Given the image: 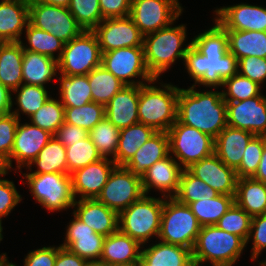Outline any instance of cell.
Listing matches in <instances>:
<instances>
[{
	"mask_svg": "<svg viewBox=\"0 0 266 266\" xmlns=\"http://www.w3.org/2000/svg\"><path fill=\"white\" fill-rule=\"evenodd\" d=\"M120 130L106 117L89 131V137L102 158L115 160Z\"/></svg>",
	"mask_w": 266,
	"mask_h": 266,
	"instance_id": "obj_42",
	"label": "cell"
},
{
	"mask_svg": "<svg viewBox=\"0 0 266 266\" xmlns=\"http://www.w3.org/2000/svg\"><path fill=\"white\" fill-rule=\"evenodd\" d=\"M19 119L12 113L0 115V158L9 171V157L14 145L16 127Z\"/></svg>",
	"mask_w": 266,
	"mask_h": 266,
	"instance_id": "obj_50",
	"label": "cell"
},
{
	"mask_svg": "<svg viewBox=\"0 0 266 266\" xmlns=\"http://www.w3.org/2000/svg\"><path fill=\"white\" fill-rule=\"evenodd\" d=\"M142 245L119 230L105 237L100 262L110 265H140Z\"/></svg>",
	"mask_w": 266,
	"mask_h": 266,
	"instance_id": "obj_26",
	"label": "cell"
},
{
	"mask_svg": "<svg viewBox=\"0 0 266 266\" xmlns=\"http://www.w3.org/2000/svg\"><path fill=\"white\" fill-rule=\"evenodd\" d=\"M57 257V245L45 246L28 251L24 255L22 266H54Z\"/></svg>",
	"mask_w": 266,
	"mask_h": 266,
	"instance_id": "obj_54",
	"label": "cell"
},
{
	"mask_svg": "<svg viewBox=\"0 0 266 266\" xmlns=\"http://www.w3.org/2000/svg\"><path fill=\"white\" fill-rule=\"evenodd\" d=\"M12 92L0 83V115L11 112Z\"/></svg>",
	"mask_w": 266,
	"mask_h": 266,
	"instance_id": "obj_58",
	"label": "cell"
},
{
	"mask_svg": "<svg viewBox=\"0 0 266 266\" xmlns=\"http://www.w3.org/2000/svg\"><path fill=\"white\" fill-rule=\"evenodd\" d=\"M0 1H29V0H0Z\"/></svg>",
	"mask_w": 266,
	"mask_h": 266,
	"instance_id": "obj_67",
	"label": "cell"
},
{
	"mask_svg": "<svg viewBox=\"0 0 266 266\" xmlns=\"http://www.w3.org/2000/svg\"><path fill=\"white\" fill-rule=\"evenodd\" d=\"M266 136H254L246 146L242 161L235 170L238 178H252L258 169Z\"/></svg>",
	"mask_w": 266,
	"mask_h": 266,
	"instance_id": "obj_49",
	"label": "cell"
},
{
	"mask_svg": "<svg viewBox=\"0 0 266 266\" xmlns=\"http://www.w3.org/2000/svg\"><path fill=\"white\" fill-rule=\"evenodd\" d=\"M262 88L264 89L258 83L237 73L224 80L220 89L225 101H242L261 95Z\"/></svg>",
	"mask_w": 266,
	"mask_h": 266,
	"instance_id": "obj_45",
	"label": "cell"
},
{
	"mask_svg": "<svg viewBox=\"0 0 266 266\" xmlns=\"http://www.w3.org/2000/svg\"><path fill=\"white\" fill-rule=\"evenodd\" d=\"M7 252L0 254V266H5L9 262V257Z\"/></svg>",
	"mask_w": 266,
	"mask_h": 266,
	"instance_id": "obj_61",
	"label": "cell"
},
{
	"mask_svg": "<svg viewBox=\"0 0 266 266\" xmlns=\"http://www.w3.org/2000/svg\"><path fill=\"white\" fill-rule=\"evenodd\" d=\"M251 221L252 217L234 202L215 226L231 234L238 235L247 241L250 234Z\"/></svg>",
	"mask_w": 266,
	"mask_h": 266,
	"instance_id": "obj_48",
	"label": "cell"
},
{
	"mask_svg": "<svg viewBox=\"0 0 266 266\" xmlns=\"http://www.w3.org/2000/svg\"><path fill=\"white\" fill-rule=\"evenodd\" d=\"M200 224L188 205L164 197L158 240L193 249Z\"/></svg>",
	"mask_w": 266,
	"mask_h": 266,
	"instance_id": "obj_8",
	"label": "cell"
},
{
	"mask_svg": "<svg viewBox=\"0 0 266 266\" xmlns=\"http://www.w3.org/2000/svg\"><path fill=\"white\" fill-rule=\"evenodd\" d=\"M103 118H105V106L96 102H90L81 107H65L64 122L81 127L88 132Z\"/></svg>",
	"mask_w": 266,
	"mask_h": 266,
	"instance_id": "obj_44",
	"label": "cell"
},
{
	"mask_svg": "<svg viewBox=\"0 0 266 266\" xmlns=\"http://www.w3.org/2000/svg\"><path fill=\"white\" fill-rule=\"evenodd\" d=\"M85 266H107V265L100 261H91L87 262Z\"/></svg>",
	"mask_w": 266,
	"mask_h": 266,
	"instance_id": "obj_63",
	"label": "cell"
},
{
	"mask_svg": "<svg viewBox=\"0 0 266 266\" xmlns=\"http://www.w3.org/2000/svg\"><path fill=\"white\" fill-rule=\"evenodd\" d=\"M234 203V196L219 194L214 198L192 202L188 206L201 227L216 225Z\"/></svg>",
	"mask_w": 266,
	"mask_h": 266,
	"instance_id": "obj_40",
	"label": "cell"
},
{
	"mask_svg": "<svg viewBox=\"0 0 266 266\" xmlns=\"http://www.w3.org/2000/svg\"><path fill=\"white\" fill-rule=\"evenodd\" d=\"M219 194L204 181L192 175L187 169H183L177 194L174 198L182 204L189 205L192 202L208 200Z\"/></svg>",
	"mask_w": 266,
	"mask_h": 266,
	"instance_id": "obj_41",
	"label": "cell"
},
{
	"mask_svg": "<svg viewBox=\"0 0 266 266\" xmlns=\"http://www.w3.org/2000/svg\"><path fill=\"white\" fill-rule=\"evenodd\" d=\"M228 50L237 60L248 56L266 58V31L226 30Z\"/></svg>",
	"mask_w": 266,
	"mask_h": 266,
	"instance_id": "obj_35",
	"label": "cell"
},
{
	"mask_svg": "<svg viewBox=\"0 0 266 266\" xmlns=\"http://www.w3.org/2000/svg\"><path fill=\"white\" fill-rule=\"evenodd\" d=\"M157 131L142 123L131 125L119 132V145L115 154V164L124 166L136 151Z\"/></svg>",
	"mask_w": 266,
	"mask_h": 266,
	"instance_id": "obj_37",
	"label": "cell"
},
{
	"mask_svg": "<svg viewBox=\"0 0 266 266\" xmlns=\"http://www.w3.org/2000/svg\"><path fill=\"white\" fill-rule=\"evenodd\" d=\"M64 113L65 107L59 97L50 96L41 108L28 118V121L54 136L64 123Z\"/></svg>",
	"mask_w": 266,
	"mask_h": 266,
	"instance_id": "obj_43",
	"label": "cell"
},
{
	"mask_svg": "<svg viewBox=\"0 0 266 266\" xmlns=\"http://www.w3.org/2000/svg\"><path fill=\"white\" fill-rule=\"evenodd\" d=\"M101 65L125 85H144L155 79L146 66L143 46L104 52Z\"/></svg>",
	"mask_w": 266,
	"mask_h": 266,
	"instance_id": "obj_11",
	"label": "cell"
},
{
	"mask_svg": "<svg viewBox=\"0 0 266 266\" xmlns=\"http://www.w3.org/2000/svg\"><path fill=\"white\" fill-rule=\"evenodd\" d=\"M257 263H258V266H266V258L264 259L263 258V260H258V261H256Z\"/></svg>",
	"mask_w": 266,
	"mask_h": 266,
	"instance_id": "obj_65",
	"label": "cell"
},
{
	"mask_svg": "<svg viewBox=\"0 0 266 266\" xmlns=\"http://www.w3.org/2000/svg\"><path fill=\"white\" fill-rule=\"evenodd\" d=\"M72 219L65 226L66 232L61 247L85 259L87 262L100 261L105 237L79 220L72 212Z\"/></svg>",
	"mask_w": 266,
	"mask_h": 266,
	"instance_id": "obj_19",
	"label": "cell"
},
{
	"mask_svg": "<svg viewBox=\"0 0 266 266\" xmlns=\"http://www.w3.org/2000/svg\"><path fill=\"white\" fill-rule=\"evenodd\" d=\"M23 48L19 42L0 43V83L11 92L23 84Z\"/></svg>",
	"mask_w": 266,
	"mask_h": 266,
	"instance_id": "obj_31",
	"label": "cell"
},
{
	"mask_svg": "<svg viewBox=\"0 0 266 266\" xmlns=\"http://www.w3.org/2000/svg\"><path fill=\"white\" fill-rule=\"evenodd\" d=\"M252 247L250 252V260L258 261L262 252L266 251V214L252 217L250 234L246 241V246Z\"/></svg>",
	"mask_w": 266,
	"mask_h": 266,
	"instance_id": "obj_51",
	"label": "cell"
},
{
	"mask_svg": "<svg viewBox=\"0 0 266 266\" xmlns=\"http://www.w3.org/2000/svg\"><path fill=\"white\" fill-rule=\"evenodd\" d=\"M110 266H139V265H110Z\"/></svg>",
	"mask_w": 266,
	"mask_h": 266,
	"instance_id": "obj_68",
	"label": "cell"
},
{
	"mask_svg": "<svg viewBox=\"0 0 266 266\" xmlns=\"http://www.w3.org/2000/svg\"><path fill=\"white\" fill-rule=\"evenodd\" d=\"M8 172L5 162L0 158V177Z\"/></svg>",
	"mask_w": 266,
	"mask_h": 266,
	"instance_id": "obj_62",
	"label": "cell"
},
{
	"mask_svg": "<svg viewBox=\"0 0 266 266\" xmlns=\"http://www.w3.org/2000/svg\"><path fill=\"white\" fill-rule=\"evenodd\" d=\"M5 266H19V265L13 263L12 261H9Z\"/></svg>",
	"mask_w": 266,
	"mask_h": 266,
	"instance_id": "obj_66",
	"label": "cell"
},
{
	"mask_svg": "<svg viewBox=\"0 0 266 266\" xmlns=\"http://www.w3.org/2000/svg\"><path fill=\"white\" fill-rule=\"evenodd\" d=\"M87 261L69 249L57 246V257L54 266H85Z\"/></svg>",
	"mask_w": 266,
	"mask_h": 266,
	"instance_id": "obj_57",
	"label": "cell"
},
{
	"mask_svg": "<svg viewBox=\"0 0 266 266\" xmlns=\"http://www.w3.org/2000/svg\"><path fill=\"white\" fill-rule=\"evenodd\" d=\"M23 35L19 43L24 50L44 54L55 60L60 58L64 43L53 34L40 30L28 23Z\"/></svg>",
	"mask_w": 266,
	"mask_h": 266,
	"instance_id": "obj_38",
	"label": "cell"
},
{
	"mask_svg": "<svg viewBox=\"0 0 266 266\" xmlns=\"http://www.w3.org/2000/svg\"><path fill=\"white\" fill-rule=\"evenodd\" d=\"M139 85H125L105 106V117L119 130L139 123Z\"/></svg>",
	"mask_w": 266,
	"mask_h": 266,
	"instance_id": "obj_24",
	"label": "cell"
},
{
	"mask_svg": "<svg viewBox=\"0 0 266 266\" xmlns=\"http://www.w3.org/2000/svg\"><path fill=\"white\" fill-rule=\"evenodd\" d=\"M212 13L225 30L266 31V6L241 2L217 6Z\"/></svg>",
	"mask_w": 266,
	"mask_h": 266,
	"instance_id": "obj_18",
	"label": "cell"
},
{
	"mask_svg": "<svg viewBox=\"0 0 266 266\" xmlns=\"http://www.w3.org/2000/svg\"><path fill=\"white\" fill-rule=\"evenodd\" d=\"M9 174V171L0 177V217L3 219L8 217L16 206L25 199L18 191L15 182L4 178Z\"/></svg>",
	"mask_w": 266,
	"mask_h": 266,
	"instance_id": "obj_52",
	"label": "cell"
},
{
	"mask_svg": "<svg viewBox=\"0 0 266 266\" xmlns=\"http://www.w3.org/2000/svg\"><path fill=\"white\" fill-rule=\"evenodd\" d=\"M68 9L85 31H92L104 19L99 0H70Z\"/></svg>",
	"mask_w": 266,
	"mask_h": 266,
	"instance_id": "obj_47",
	"label": "cell"
},
{
	"mask_svg": "<svg viewBox=\"0 0 266 266\" xmlns=\"http://www.w3.org/2000/svg\"><path fill=\"white\" fill-rule=\"evenodd\" d=\"M21 183L29 189V194L43 209L50 212L68 211L75 203L71 174L65 173H25L19 172ZM25 179V180H24Z\"/></svg>",
	"mask_w": 266,
	"mask_h": 266,
	"instance_id": "obj_7",
	"label": "cell"
},
{
	"mask_svg": "<svg viewBox=\"0 0 266 266\" xmlns=\"http://www.w3.org/2000/svg\"><path fill=\"white\" fill-rule=\"evenodd\" d=\"M179 85L160 78L139 85V123L167 132L177 120Z\"/></svg>",
	"mask_w": 266,
	"mask_h": 266,
	"instance_id": "obj_4",
	"label": "cell"
},
{
	"mask_svg": "<svg viewBox=\"0 0 266 266\" xmlns=\"http://www.w3.org/2000/svg\"><path fill=\"white\" fill-rule=\"evenodd\" d=\"M3 218L2 217H0V243H1V241H3V238H4V236H3V234H4V232H3Z\"/></svg>",
	"mask_w": 266,
	"mask_h": 266,
	"instance_id": "obj_64",
	"label": "cell"
},
{
	"mask_svg": "<svg viewBox=\"0 0 266 266\" xmlns=\"http://www.w3.org/2000/svg\"><path fill=\"white\" fill-rule=\"evenodd\" d=\"M163 207L164 197L144 195L118 214V230L141 245L157 240Z\"/></svg>",
	"mask_w": 266,
	"mask_h": 266,
	"instance_id": "obj_6",
	"label": "cell"
},
{
	"mask_svg": "<svg viewBox=\"0 0 266 266\" xmlns=\"http://www.w3.org/2000/svg\"><path fill=\"white\" fill-rule=\"evenodd\" d=\"M169 154L183 169L214 153V138L178 120L167 131Z\"/></svg>",
	"mask_w": 266,
	"mask_h": 266,
	"instance_id": "obj_9",
	"label": "cell"
},
{
	"mask_svg": "<svg viewBox=\"0 0 266 266\" xmlns=\"http://www.w3.org/2000/svg\"><path fill=\"white\" fill-rule=\"evenodd\" d=\"M93 102L106 106L111 98L119 92L125 84L116 78L102 65L96 67L88 74Z\"/></svg>",
	"mask_w": 266,
	"mask_h": 266,
	"instance_id": "obj_39",
	"label": "cell"
},
{
	"mask_svg": "<svg viewBox=\"0 0 266 266\" xmlns=\"http://www.w3.org/2000/svg\"><path fill=\"white\" fill-rule=\"evenodd\" d=\"M29 23V1H0V43L19 42Z\"/></svg>",
	"mask_w": 266,
	"mask_h": 266,
	"instance_id": "obj_28",
	"label": "cell"
},
{
	"mask_svg": "<svg viewBox=\"0 0 266 266\" xmlns=\"http://www.w3.org/2000/svg\"><path fill=\"white\" fill-rule=\"evenodd\" d=\"M227 126L266 136V93L242 100L226 101Z\"/></svg>",
	"mask_w": 266,
	"mask_h": 266,
	"instance_id": "obj_17",
	"label": "cell"
},
{
	"mask_svg": "<svg viewBox=\"0 0 266 266\" xmlns=\"http://www.w3.org/2000/svg\"><path fill=\"white\" fill-rule=\"evenodd\" d=\"M238 73L258 83L266 84V58L248 56L238 60Z\"/></svg>",
	"mask_w": 266,
	"mask_h": 266,
	"instance_id": "obj_53",
	"label": "cell"
},
{
	"mask_svg": "<svg viewBox=\"0 0 266 266\" xmlns=\"http://www.w3.org/2000/svg\"><path fill=\"white\" fill-rule=\"evenodd\" d=\"M144 195L141 176L124 166H116L97 200L119 214Z\"/></svg>",
	"mask_w": 266,
	"mask_h": 266,
	"instance_id": "obj_13",
	"label": "cell"
},
{
	"mask_svg": "<svg viewBox=\"0 0 266 266\" xmlns=\"http://www.w3.org/2000/svg\"><path fill=\"white\" fill-rule=\"evenodd\" d=\"M177 120L216 138L227 126L226 101L220 88L179 87Z\"/></svg>",
	"mask_w": 266,
	"mask_h": 266,
	"instance_id": "obj_2",
	"label": "cell"
},
{
	"mask_svg": "<svg viewBox=\"0 0 266 266\" xmlns=\"http://www.w3.org/2000/svg\"><path fill=\"white\" fill-rule=\"evenodd\" d=\"M99 5L104 19L130 16L131 0H99Z\"/></svg>",
	"mask_w": 266,
	"mask_h": 266,
	"instance_id": "obj_55",
	"label": "cell"
},
{
	"mask_svg": "<svg viewBox=\"0 0 266 266\" xmlns=\"http://www.w3.org/2000/svg\"><path fill=\"white\" fill-rule=\"evenodd\" d=\"M252 178L266 184V144L256 174Z\"/></svg>",
	"mask_w": 266,
	"mask_h": 266,
	"instance_id": "obj_59",
	"label": "cell"
},
{
	"mask_svg": "<svg viewBox=\"0 0 266 266\" xmlns=\"http://www.w3.org/2000/svg\"><path fill=\"white\" fill-rule=\"evenodd\" d=\"M101 52L119 48L143 46L144 35L130 16L105 18L92 30Z\"/></svg>",
	"mask_w": 266,
	"mask_h": 266,
	"instance_id": "obj_16",
	"label": "cell"
},
{
	"mask_svg": "<svg viewBox=\"0 0 266 266\" xmlns=\"http://www.w3.org/2000/svg\"><path fill=\"white\" fill-rule=\"evenodd\" d=\"M154 242L142 245L139 266H195L192 250L158 239Z\"/></svg>",
	"mask_w": 266,
	"mask_h": 266,
	"instance_id": "obj_25",
	"label": "cell"
},
{
	"mask_svg": "<svg viewBox=\"0 0 266 266\" xmlns=\"http://www.w3.org/2000/svg\"><path fill=\"white\" fill-rule=\"evenodd\" d=\"M246 248L242 237L215 225L203 226L192 249L193 262L195 266H235Z\"/></svg>",
	"mask_w": 266,
	"mask_h": 266,
	"instance_id": "obj_5",
	"label": "cell"
},
{
	"mask_svg": "<svg viewBox=\"0 0 266 266\" xmlns=\"http://www.w3.org/2000/svg\"><path fill=\"white\" fill-rule=\"evenodd\" d=\"M116 166L113 160L102 158L71 173L75 199H97Z\"/></svg>",
	"mask_w": 266,
	"mask_h": 266,
	"instance_id": "obj_22",
	"label": "cell"
},
{
	"mask_svg": "<svg viewBox=\"0 0 266 266\" xmlns=\"http://www.w3.org/2000/svg\"><path fill=\"white\" fill-rule=\"evenodd\" d=\"M36 168L33 170V168ZM26 173H65L68 174L66 147L55 137L41 149L37 157L27 166Z\"/></svg>",
	"mask_w": 266,
	"mask_h": 266,
	"instance_id": "obj_33",
	"label": "cell"
},
{
	"mask_svg": "<svg viewBox=\"0 0 266 266\" xmlns=\"http://www.w3.org/2000/svg\"><path fill=\"white\" fill-rule=\"evenodd\" d=\"M183 168L170 154L164 159L154 163L141 176L142 187L145 195L159 193L165 198L174 197L179 188Z\"/></svg>",
	"mask_w": 266,
	"mask_h": 266,
	"instance_id": "obj_20",
	"label": "cell"
},
{
	"mask_svg": "<svg viewBox=\"0 0 266 266\" xmlns=\"http://www.w3.org/2000/svg\"><path fill=\"white\" fill-rule=\"evenodd\" d=\"M212 24L190 38L192 46L183 63L192 85L198 88H221L224 80L238 73V60L228 50L226 30L214 18Z\"/></svg>",
	"mask_w": 266,
	"mask_h": 266,
	"instance_id": "obj_1",
	"label": "cell"
},
{
	"mask_svg": "<svg viewBox=\"0 0 266 266\" xmlns=\"http://www.w3.org/2000/svg\"><path fill=\"white\" fill-rule=\"evenodd\" d=\"M29 23L53 34L64 44L83 31L68 7L49 5L38 0H29Z\"/></svg>",
	"mask_w": 266,
	"mask_h": 266,
	"instance_id": "obj_12",
	"label": "cell"
},
{
	"mask_svg": "<svg viewBox=\"0 0 266 266\" xmlns=\"http://www.w3.org/2000/svg\"><path fill=\"white\" fill-rule=\"evenodd\" d=\"M180 0H131L130 17L143 35L179 20L184 9Z\"/></svg>",
	"mask_w": 266,
	"mask_h": 266,
	"instance_id": "obj_14",
	"label": "cell"
},
{
	"mask_svg": "<svg viewBox=\"0 0 266 266\" xmlns=\"http://www.w3.org/2000/svg\"><path fill=\"white\" fill-rule=\"evenodd\" d=\"M65 147L70 146V143H75L79 140L89 137V132L76 125H70L64 122L54 135Z\"/></svg>",
	"mask_w": 266,
	"mask_h": 266,
	"instance_id": "obj_56",
	"label": "cell"
},
{
	"mask_svg": "<svg viewBox=\"0 0 266 266\" xmlns=\"http://www.w3.org/2000/svg\"><path fill=\"white\" fill-rule=\"evenodd\" d=\"M68 174L102 159L90 137L70 143L66 147Z\"/></svg>",
	"mask_w": 266,
	"mask_h": 266,
	"instance_id": "obj_46",
	"label": "cell"
},
{
	"mask_svg": "<svg viewBox=\"0 0 266 266\" xmlns=\"http://www.w3.org/2000/svg\"><path fill=\"white\" fill-rule=\"evenodd\" d=\"M169 155V137L167 132H156L147 140L124 165L134 174L142 176L154 163Z\"/></svg>",
	"mask_w": 266,
	"mask_h": 266,
	"instance_id": "obj_30",
	"label": "cell"
},
{
	"mask_svg": "<svg viewBox=\"0 0 266 266\" xmlns=\"http://www.w3.org/2000/svg\"><path fill=\"white\" fill-rule=\"evenodd\" d=\"M254 136L249 131L226 126L214 139V153L228 167L236 170Z\"/></svg>",
	"mask_w": 266,
	"mask_h": 266,
	"instance_id": "obj_27",
	"label": "cell"
},
{
	"mask_svg": "<svg viewBox=\"0 0 266 266\" xmlns=\"http://www.w3.org/2000/svg\"><path fill=\"white\" fill-rule=\"evenodd\" d=\"M26 120H20L16 127L14 145L9 157V172H19L27 168L53 136Z\"/></svg>",
	"mask_w": 266,
	"mask_h": 266,
	"instance_id": "obj_15",
	"label": "cell"
},
{
	"mask_svg": "<svg viewBox=\"0 0 266 266\" xmlns=\"http://www.w3.org/2000/svg\"><path fill=\"white\" fill-rule=\"evenodd\" d=\"M175 24L176 20L165 28L144 35L145 63L154 78H162L178 62L182 61L183 65L192 46V40L188 41L187 24Z\"/></svg>",
	"mask_w": 266,
	"mask_h": 266,
	"instance_id": "obj_3",
	"label": "cell"
},
{
	"mask_svg": "<svg viewBox=\"0 0 266 266\" xmlns=\"http://www.w3.org/2000/svg\"><path fill=\"white\" fill-rule=\"evenodd\" d=\"M49 89L51 88L21 84L17 89L12 91L11 112L19 120L24 119L21 117L23 115L25 117L27 116L26 118L28 119L52 96L53 90L50 93ZM14 106L16 107L14 108Z\"/></svg>",
	"mask_w": 266,
	"mask_h": 266,
	"instance_id": "obj_34",
	"label": "cell"
},
{
	"mask_svg": "<svg viewBox=\"0 0 266 266\" xmlns=\"http://www.w3.org/2000/svg\"><path fill=\"white\" fill-rule=\"evenodd\" d=\"M102 52L93 31L83 30L64 44L58 59L59 73L66 76L88 75L101 65Z\"/></svg>",
	"mask_w": 266,
	"mask_h": 266,
	"instance_id": "obj_10",
	"label": "cell"
},
{
	"mask_svg": "<svg viewBox=\"0 0 266 266\" xmlns=\"http://www.w3.org/2000/svg\"><path fill=\"white\" fill-rule=\"evenodd\" d=\"M38 1H41L45 4L56 5L60 7H68L70 3V0H38Z\"/></svg>",
	"mask_w": 266,
	"mask_h": 266,
	"instance_id": "obj_60",
	"label": "cell"
},
{
	"mask_svg": "<svg viewBox=\"0 0 266 266\" xmlns=\"http://www.w3.org/2000/svg\"><path fill=\"white\" fill-rule=\"evenodd\" d=\"M187 170L204 181L218 194L235 197L238 181L237 173L223 163L215 153L193 163Z\"/></svg>",
	"mask_w": 266,
	"mask_h": 266,
	"instance_id": "obj_21",
	"label": "cell"
},
{
	"mask_svg": "<svg viewBox=\"0 0 266 266\" xmlns=\"http://www.w3.org/2000/svg\"><path fill=\"white\" fill-rule=\"evenodd\" d=\"M79 220L104 237L118 231V213L97 199H79L71 211Z\"/></svg>",
	"mask_w": 266,
	"mask_h": 266,
	"instance_id": "obj_23",
	"label": "cell"
},
{
	"mask_svg": "<svg viewBox=\"0 0 266 266\" xmlns=\"http://www.w3.org/2000/svg\"><path fill=\"white\" fill-rule=\"evenodd\" d=\"M58 60L44 54L23 49L22 78L23 84L48 87L57 80ZM56 78V79H54ZM47 85V86H46Z\"/></svg>",
	"mask_w": 266,
	"mask_h": 266,
	"instance_id": "obj_29",
	"label": "cell"
},
{
	"mask_svg": "<svg viewBox=\"0 0 266 266\" xmlns=\"http://www.w3.org/2000/svg\"><path fill=\"white\" fill-rule=\"evenodd\" d=\"M234 202L251 217L266 214V184L254 178H238Z\"/></svg>",
	"mask_w": 266,
	"mask_h": 266,
	"instance_id": "obj_32",
	"label": "cell"
},
{
	"mask_svg": "<svg viewBox=\"0 0 266 266\" xmlns=\"http://www.w3.org/2000/svg\"><path fill=\"white\" fill-rule=\"evenodd\" d=\"M57 97L64 107H81L92 100V93L88 82V75L66 76L57 75Z\"/></svg>",
	"mask_w": 266,
	"mask_h": 266,
	"instance_id": "obj_36",
	"label": "cell"
}]
</instances>
